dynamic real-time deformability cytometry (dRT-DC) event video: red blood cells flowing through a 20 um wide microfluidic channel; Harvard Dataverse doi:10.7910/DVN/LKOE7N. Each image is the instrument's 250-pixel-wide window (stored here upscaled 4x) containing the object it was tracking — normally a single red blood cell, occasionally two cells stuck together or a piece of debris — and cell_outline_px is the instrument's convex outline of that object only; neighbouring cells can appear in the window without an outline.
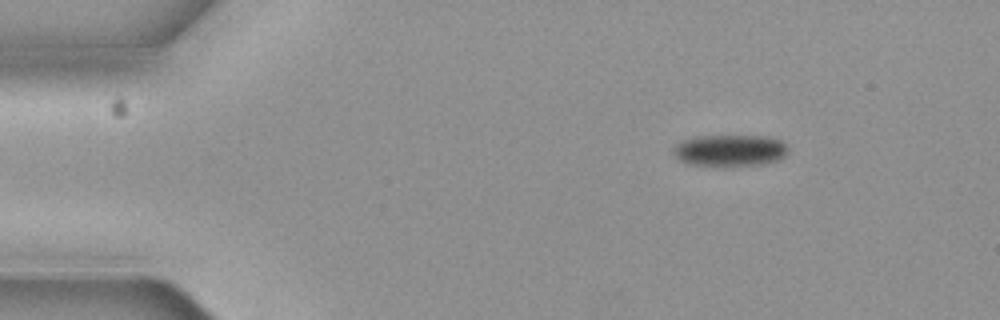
{"species": "common noctule bat (a hibernating species)", "species_latin": "Nyctalus noctula", "temperature_condition": "cold", "stored_images_in_passage": 10, "camera_frame_rate_fps": 3000, "um_per_image_px": 0.085, "animal": {"sex": "female", "body_mass_g": 19.3, "forearm_length_mm": 54.1}, "frame": {"image": 1, "passage_image": 1, "time_ms": 0.0, "image_size_px": [1000, 320], "cell_outline_px": [[788, 152], [780, 160], [764, 164], [688, 164], [680, 160], [672, 152], [676, 144], [684, 140], [696, 136], [768, 136], [780, 140], [788, 148]], "centroid_in_image_um": [62.08, 12.76], "position_along_channel_um": 22.9, "area_um2": 20.69}}
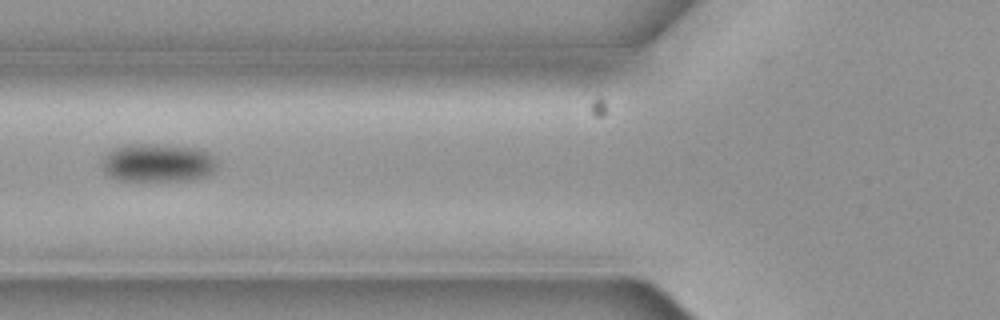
{"frame": {"image": 2, "passage_image": 5, "time_ms": 1.333, "image_size_px": [1000, 320], "cell_outline_px": [[216, 168], [212, 172], [204, 176], [192, 180], [116, 180], [108, 176], [104, 172], [100, 160], [112, 148], [124, 144], [148, 144], [200, 148], [208, 152], [212, 156], [216, 164]], "centroid_in_image_um": [13.34, 13.83], "position_along_channel_um": 112.5, "area_um2": 25.78}}
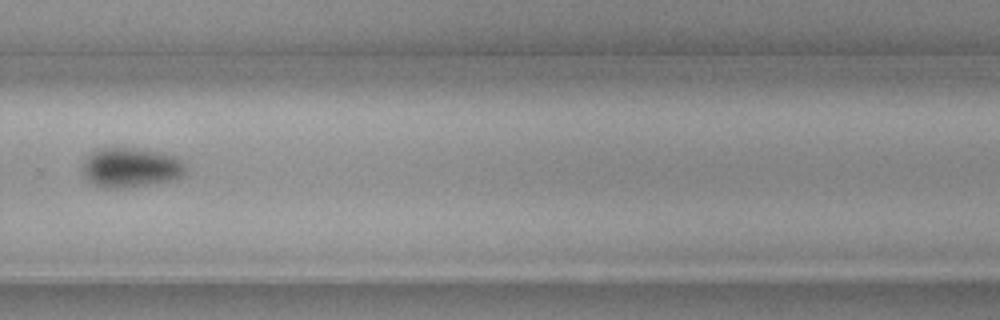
{"frame": {"image": 3, "passage_image": 10, "time_ms": 3.0, "image_size_px": [1000, 320], "cell_outline_px": [[188, 172], [172, 180], [124, 188], [104, 188], [88, 180], [80, 172], [80, 168], [84, 160], [96, 148], [116, 144], [160, 152], [172, 156], [180, 160], [188, 168]], "centroid_in_image_um": [11.05, 14.19], "position_along_channel_um": 318.7, "area_um2": 24.57}}